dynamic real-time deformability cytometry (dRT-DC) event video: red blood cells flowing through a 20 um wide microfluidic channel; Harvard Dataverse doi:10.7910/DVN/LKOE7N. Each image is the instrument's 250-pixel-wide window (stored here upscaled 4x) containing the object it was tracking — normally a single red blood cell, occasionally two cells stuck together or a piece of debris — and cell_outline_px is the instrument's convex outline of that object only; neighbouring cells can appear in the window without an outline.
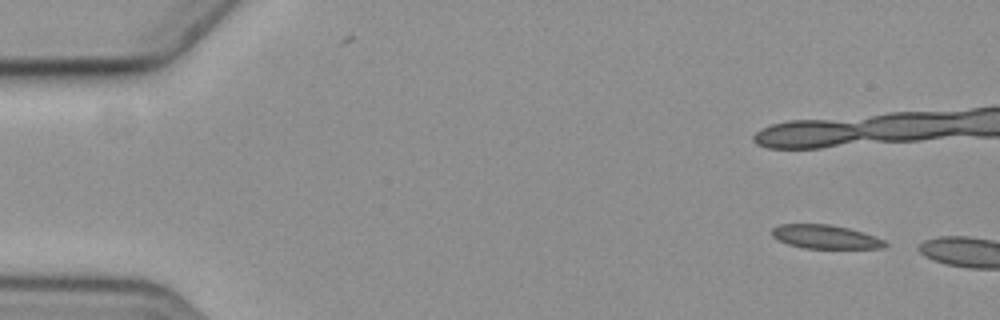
{"species": "common noctule bat (a hibernating species)", "species_latin": "Nyctalus noctula", "temperature_condition": "cold", "stored_images_in_passage": 4, "camera_frame_rate_fps": 3000, "um_per_image_px": 0.085, "animal": {"sex": "female", "body_mass_g": 19.3, "forearm_length_mm": 54.1}, "frame": {"image": 1, "passage_image": 1, "time_ms": 0.0, "image_size_px": [1000, 320], "cell_outline_px": [[888, 244], [884, 248], [804, 248], [788, 244], [776, 240], [772, 236], [772, 228], [780, 224], [828, 224], [848, 228], [876, 236], [884, 240]], "centroid_in_image_um": [70.14, 20.13], "position_along_channel_um": 14.9, "area_um2": 15.66}}